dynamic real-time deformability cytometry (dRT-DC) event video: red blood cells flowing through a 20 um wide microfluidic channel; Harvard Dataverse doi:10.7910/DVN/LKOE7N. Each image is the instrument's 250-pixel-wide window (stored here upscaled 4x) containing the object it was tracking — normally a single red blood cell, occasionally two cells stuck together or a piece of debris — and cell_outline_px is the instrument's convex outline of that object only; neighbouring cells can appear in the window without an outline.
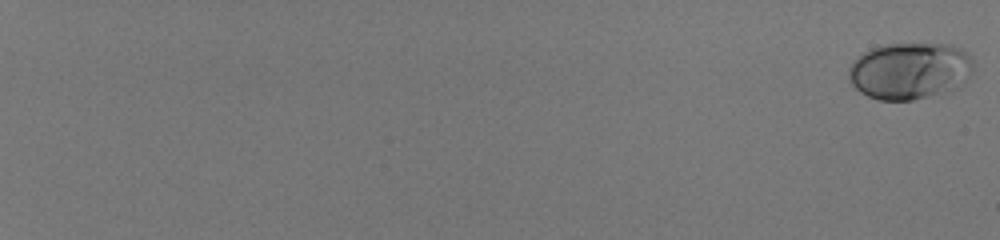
{"species": "human", "species_latin": "Homo sapiens", "temperature_condition": "room temperature", "stored_images_in_passage": 14, "camera_frame_rate_fps": 3000, "um_per_image_px": 0.085, "donor": {"sex": "male"}, "frame": {"image": 1, "passage_image": 1, "time_ms": 0.0, "image_size_px": [1000, 240], "cell_outline_px": [[972, 72], [952, 92], [912, 100], [880, 100], [868, 96], [860, 92], [852, 84], [848, 76], [848, 68], [852, 60], [864, 52], [880, 44], [952, 44], [968, 52], [972, 56]], "centroid_in_image_um": [77.33, 6.01], "position_along_channel_um": 7.7, "area_um2": 41.79}}